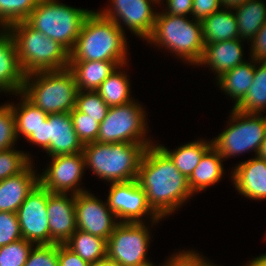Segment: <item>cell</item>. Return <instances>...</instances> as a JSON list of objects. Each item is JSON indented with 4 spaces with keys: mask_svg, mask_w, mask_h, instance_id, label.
Wrapping results in <instances>:
<instances>
[{
    "mask_svg": "<svg viewBox=\"0 0 266 266\" xmlns=\"http://www.w3.org/2000/svg\"><path fill=\"white\" fill-rule=\"evenodd\" d=\"M85 169L83 152L75 154L52 156V162L42 175L39 176V184L51 193L73 194L86 192L77 187ZM70 190V191H69Z\"/></svg>",
    "mask_w": 266,
    "mask_h": 266,
    "instance_id": "obj_13",
    "label": "cell"
},
{
    "mask_svg": "<svg viewBox=\"0 0 266 266\" xmlns=\"http://www.w3.org/2000/svg\"><path fill=\"white\" fill-rule=\"evenodd\" d=\"M88 266H105V259L98 262L89 263Z\"/></svg>",
    "mask_w": 266,
    "mask_h": 266,
    "instance_id": "obj_50",
    "label": "cell"
},
{
    "mask_svg": "<svg viewBox=\"0 0 266 266\" xmlns=\"http://www.w3.org/2000/svg\"><path fill=\"white\" fill-rule=\"evenodd\" d=\"M7 28L12 34L20 65L26 75L68 68L69 52L26 21L13 23Z\"/></svg>",
    "mask_w": 266,
    "mask_h": 266,
    "instance_id": "obj_4",
    "label": "cell"
},
{
    "mask_svg": "<svg viewBox=\"0 0 266 266\" xmlns=\"http://www.w3.org/2000/svg\"><path fill=\"white\" fill-rule=\"evenodd\" d=\"M167 10L165 14L176 15V16H186L191 14L193 0H166Z\"/></svg>",
    "mask_w": 266,
    "mask_h": 266,
    "instance_id": "obj_44",
    "label": "cell"
},
{
    "mask_svg": "<svg viewBox=\"0 0 266 266\" xmlns=\"http://www.w3.org/2000/svg\"><path fill=\"white\" fill-rule=\"evenodd\" d=\"M124 30L99 12L85 18L69 61H116L126 64L127 43Z\"/></svg>",
    "mask_w": 266,
    "mask_h": 266,
    "instance_id": "obj_2",
    "label": "cell"
},
{
    "mask_svg": "<svg viewBox=\"0 0 266 266\" xmlns=\"http://www.w3.org/2000/svg\"><path fill=\"white\" fill-rule=\"evenodd\" d=\"M193 21L188 20L186 16L159 12L156 14L153 30L146 40L165 46L187 63L196 65L202 57L205 44L201 21Z\"/></svg>",
    "mask_w": 266,
    "mask_h": 266,
    "instance_id": "obj_6",
    "label": "cell"
},
{
    "mask_svg": "<svg viewBox=\"0 0 266 266\" xmlns=\"http://www.w3.org/2000/svg\"><path fill=\"white\" fill-rule=\"evenodd\" d=\"M154 264L152 263H148L147 265H144V266H153Z\"/></svg>",
    "mask_w": 266,
    "mask_h": 266,
    "instance_id": "obj_51",
    "label": "cell"
},
{
    "mask_svg": "<svg viewBox=\"0 0 266 266\" xmlns=\"http://www.w3.org/2000/svg\"><path fill=\"white\" fill-rule=\"evenodd\" d=\"M29 155L9 148L0 151V181L22 172L31 162Z\"/></svg>",
    "mask_w": 266,
    "mask_h": 266,
    "instance_id": "obj_35",
    "label": "cell"
},
{
    "mask_svg": "<svg viewBox=\"0 0 266 266\" xmlns=\"http://www.w3.org/2000/svg\"><path fill=\"white\" fill-rule=\"evenodd\" d=\"M30 163L22 172L0 181V212L16 213L27 196L39 184Z\"/></svg>",
    "mask_w": 266,
    "mask_h": 266,
    "instance_id": "obj_19",
    "label": "cell"
},
{
    "mask_svg": "<svg viewBox=\"0 0 266 266\" xmlns=\"http://www.w3.org/2000/svg\"><path fill=\"white\" fill-rule=\"evenodd\" d=\"M28 141L47 149L50 145V138H48V116L44 123L33 131L27 138Z\"/></svg>",
    "mask_w": 266,
    "mask_h": 266,
    "instance_id": "obj_45",
    "label": "cell"
},
{
    "mask_svg": "<svg viewBox=\"0 0 266 266\" xmlns=\"http://www.w3.org/2000/svg\"><path fill=\"white\" fill-rule=\"evenodd\" d=\"M20 94L22 96V104L19 105L20 107H14V104H11V107L15 116L17 138L20 134L27 138L41 123H44L48 114L36 107L22 93Z\"/></svg>",
    "mask_w": 266,
    "mask_h": 266,
    "instance_id": "obj_31",
    "label": "cell"
},
{
    "mask_svg": "<svg viewBox=\"0 0 266 266\" xmlns=\"http://www.w3.org/2000/svg\"><path fill=\"white\" fill-rule=\"evenodd\" d=\"M32 248L24 266H59L58 244H40Z\"/></svg>",
    "mask_w": 266,
    "mask_h": 266,
    "instance_id": "obj_38",
    "label": "cell"
},
{
    "mask_svg": "<svg viewBox=\"0 0 266 266\" xmlns=\"http://www.w3.org/2000/svg\"><path fill=\"white\" fill-rule=\"evenodd\" d=\"M34 243L25 239L0 247V266H24Z\"/></svg>",
    "mask_w": 266,
    "mask_h": 266,
    "instance_id": "obj_34",
    "label": "cell"
},
{
    "mask_svg": "<svg viewBox=\"0 0 266 266\" xmlns=\"http://www.w3.org/2000/svg\"><path fill=\"white\" fill-rule=\"evenodd\" d=\"M145 116V111L135 100L125 105L109 107L106 117L100 123L97 142L141 143L146 148L153 145L147 138H143L147 130Z\"/></svg>",
    "mask_w": 266,
    "mask_h": 266,
    "instance_id": "obj_9",
    "label": "cell"
},
{
    "mask_svg": "<svg viewBox=\"0 0 266 266\" xmlns=\"http://www.w3.org/2000/svg\"><path fill=\"white\" fill-rule=\"evenodd\" d=\"M64 244L88 263L106 259L107 241L85 231L77 229Z\"/></svg>",
    "mask_w": 266,
    "mask_h": 266,
    "instance_id": "obj_27",
    "label": "cell"
},
{
    "mask_svg": "<svg viewBox=\"0 0 266 266\" xmlns=\"http://www.w3.org/2000/svg\"><path fill=\"white\" fill-rule=\"evenodd\" d=\"M232 180L235 188L245 197L266 199V160L258 156L235 167Z\"/></svg>",
    "mask_w": 266,
    "mask_h": 266,
    "instance_id": "obj_20",
    "label": "cell"
},
{
    "mask_svg": "<svg viewBox=\"0 0 266 266\" xmlns=\"http://www.w3.org/2000/svg\"><path fill=\"white\" fill-rule=\"evenodd\" d=\"M251 43V58L256 61H266V23L257 32Z\"/></svg>",
    "mask_w": 266,
    "mask_h": 266,
    "instance_id": "obj_43",
    "label": "cell"
},
{
    "mask_svg": "<svg viewBox=\"0 0 266 266\" xmlns=\"http://www.w3.org/2000/svg\"><path fill=\"white\" fill-rule=\"evenodd\" d=\"M48 138L50 145L46 151L51 157L83 151L84 145L74 130L70 113L48 114Z\"/></svg>",
    "mask_w": 266,
    "mask_h": 266,
    "instance_id": "obj_18",
    "label": "cell"
},
{
    "mask_svg": "<svg viewBox=\"0 0 266 266\" xmlns=\"http://www.w3.org/2000/svg\"><path fill=\"white\" fill-rule=\"evenodd\" d=\"M25 77L12 34L7 27H4V31L0 33V92L3 90L19 95Z\"/></svg>",
    "mask_w": 266,
    "mask_h": 266,
    "instance_id": "obj_17",
    "label": "cell"
},
{
    "mask_svg": "<svg viewBox=\"0 0 266 266\" xmlns=\"http://www.w3.org/2000/svg\"><path fill=\"white\" fill-rule=\"evenodd\" d=\"M247 0H220L221 7L223 5L224 9H236L244 4Z\"/></svg>",
    "mask_w": 266,
    "mask_h": 266,
    "instance_id": "obj_46",
    "label": "cell"
},
{
    "mask_svg": "<svg viewBox=\"0 0 266 266\" xmlns=\"http://www.w3.org/2000/svg\"><path fill=\"white\" fill-rule=\"evenodd\" d=\"M260 67L255 66L252 85L244 99L235 107L245 113L259 114L266 108V61H258Z\"/></svg>",
    "mask_w": 266,
    "mask_h": 266,
    "instance_id": "obj_30",
    "label": "cell"
},
{
    "mask_svg": "<svg viewBox=\"0 0 266 266\" xmlns=\"http://www.w3.org/2000/svg\"><path fill=\"white\" fill-rule=\"evenodd\" d=\"M50 244H64L77 230L75 218V194L48 191L47 201Z\"/></svg>",
    "mask_w": 266,
    "mask_h": 266,
    "instance_id": "obj_16",
    "label": "cell"
},
{
    "mask_svg": "<svg viewBox=\"0 0 266 266\" xmlns=\"http://www.w3.org/2000/svg\"><path fill=\"white\" fill-rule=\"evenodd\" d=\"M39 0H0V26L25 21L35 9Z\"/></svg>",
    "mask_w": 266,
    "mask_h": 266,
    "instance_id": "obj_32",
    "label": "cell"
},
{
    "mask_svg": "<svg viewBox=\"0 0 266 266\" xmlns=\"http://www.w3.org/2000/svg\"><path fill=\"white\" fill-rule=\"evenodd\" d=\"M143 222H119L107 240L106 258L122 266H144L149 247V229Z\"/></svg>",
    "mask_w": 266,
    "mask_h": 266,
    "instance_id": "obj_10",
    "label": "cell"
},
{
    "mask_svg": "<svg viewBox=\"0 0 266 266\" xmlns=\"http://www.w3.org/2000/svg\"><path fill=\"white\" fill-rule=\"evenodd\" d=\"M110 2H112V8L100 11L102 16L113 20L121 30H123L120 21L122 20L125 26L140 38L147 39L150 36L157 14L153 12L151 5L154 2L158 3L156 0H112Z\"/></svg>",
    "mask_w": 266,
    "mask_h": 266,
    "instance_id": "obj_15",
    "label": "cell"
},
{
    "mask_svg": "<svg viewBox=\"0 0 266 266\" xmlns=\"http://www.w3.org/2000/svg\"><path fill=\"white\" fill-rule=\"evenodd\" d=\"M15 116L11 104L0 106V151L13 148L16 142Z\"/></svg>",
    "mask_w": 266,
    "mask_h": 266,
    "instance_id": "obj_37",
    "label": "cell"
},
{
    "mask_svg": "<svg viewBox=\"0 0 266 266\" xmlns=\"http://www.w3.org/2000/svg\"><path fill=\"white\" fill-rule=\"evenodd\" d=\"M22 238L17 213L0 212V247Z\"/></svg>",
    "mask_w": 266,
    "mask_h": 266,
    "instance_id": "obj_39",
    "label": "cell"
},
{
    "mask_svg": "<svg viewBox=\"0 0 266 266\" xmlns=\"http://www.w3.org/2000/svg\"><path fill=\"white\" fill-rule=\"evenodd\" d=\"M223 157L211 146L202 156L199 164L188 178V185L192 193L204 190L217 183L224 173Z\"/></svg>",
    "mask_w": 266,
    "mask_h": 266,
    "instance_id": "obj_23",
    "label": "cell"
},
{
    "mask_svg": "<svg viewBox=\"0 0 266 266\" xmlns=\"http://www.w3.org/2000/svg\"><path fill=\"white\" fill-rule=\"evenodd\" d=\"M173 161L176 168L188 179L199 164L204 153L212 146V141H195L170 151L158 145Z\"/></svg>",
    "mask_w": 266,
    "mask_h": 266,
    "instance_id": "obj_28",
    "label": "cell"
},
{
    "mask_svg": "<svg viewBox=\"0 0 266 266\" xmlns=\"http://www.w3.org/2000/svg\"><path fill=\"white\" fill-rule=\"evenodd\" d=\"M58 262L59 266H88L89 264L65 244H58Z\"/></svg>",
    "mask_w": 266,
    "mask_h": 266,
    "instance_id": "obj_42",
    "label": "cell"
},
{
    "mask_svg": "<svg viewBox=\"0 0 266 266\" xmlns=\"http://www.w3.org/2000/svg\"><path fill=\"white\" fill-rule=\"evenodd\" d=\"M90 12L91 10L69 7L57 0H39L25 21L70 53Z\"/></svg>",
    "mask_w": 266,
    "mask_h": 266,
    "instance_id": "obj_7",
    "label": "cell"
},
{
    "mask_svg": "<svg viewBox=\"0 0 266 266\" xmlns=\"http://www.w3.org/2000/svg\"><path fill=\"white\" fill-rule=\"evenodd\" d=\"M106 201L116 218L123 219L118 222H142L140 218L146 214L152 215L153 223L161 219L149 206L146 193L137 180L111 183Z\"/></svg>",
    "mask_w": 266,
    "mask_h": 266,
    "instance_id": "obj_11",
    "label": "cell"
},
{
    "mask_svg": "<svg viewBox=\"0 0 266 266\" xmlns=\"http://www.w3.org/2000/svg\"><path fill=\"white\" fill-rule=\"evenodd\" d=\"M230 122L231 126L212 139L223 160L252 149L257 155L266 135V116L233 108Z\"/></svg>",
    "mask_w": 266,
    "mask_h": 266,
    "instance_id": "obj_8",
    "label": "cell"
},
{
    "mask_svg": "<svg viewBox=\"0 0 266 266\" xmlns=\"http://www.w3.org/2000/svg\"><path fill=\"white\" fill-rule=\"evenodd\" d=\"M120 67L116 61H69L68 69L74 75L78 91H96Z\"/></svg>",
    "mask_w": 266,
    "mask_h": 266,
    "instance_id": "obj_22",
    "label": "cell"
},
{
    "mask_svg": "<svg viewBox=\"0 0 266 266\" xmlns=\"http://www.w3.org/2000/svg\"><path fill=\"white\" fill-rule=\"evenodd\" d=\"M223 9L201 21L204 44L239 38L235 12Z\"/></svg>",
    "mask_w": 266,
    "mask_h": 266,
    "instance_id": "obj_24",
    "label": "cell"
},
{
    "mask_svg": "<svg viewBox=\"0 0 266 266\" xmlns=\"http://www.w3.org/2000/svg\"><path fill=\"white\" fill-rule=\"evenodd\" d=\"M74 130L83 145L97 142L100 123L76 107L70 112Z\"/></svg>",
    "mask_w": 266,
    "mask_h": 266,
    "instance_id": "obj_36",
    "label": "cell"
},
{
    "mask_svg": "<svg viewBox=\"0 0 266 266\" xmlns=\"http://www.w3.org/2000/svg\"><path fill=\"white\" fill-rule=\"evenodd\" d=\"M257 156L259 158H262V159H265L266 160V135H265V138L260 146V149L258 151V154Z\"/></svg>",
    "mask_w": 266,
    "mask_h": 266,
    "instance_id": "obj_48",
    "label": "cell"
},
{
    "mask_svg": "<svg viewBox=\"0 0 266 266\" xmlns=\"http://www.w3.org/2000/svg\"><path fill=\"white\" fill-rule=\"evenodd\" d=\"M257 63L258 61L252 58L250 63L244 62L239 64L217 78V84H219L220 89L224 90L236 101L234 107L244 99L249 87L252 85L255 65Z\"/></svg>",
    "mask_w": 266,
    "mask_h": 266,
    "instance_id": "obj_25",
    "label": "cell"
},
{
    "mask_svg": "<svg viewBox=\"0 0 266 266\" xmlns=\"http://www.w3.org/2000/svg\"><path fill=\"white\" fill-rule=\"evenodd\" d=\"M242 41L236 38L205 44L202 57L197 65L208 64L207 66L217 73V77H220L237 65L246 62L242 60Z\"/></svg>",
    "mask_w": 266,
    "mask_h": 266,
    "instance_id": "obj_21",
    "label": "cell"
},
{
    "mask_svg": "<svg viewBox=\"0 0 266 266\" xmlns=\"http://www.w3.org/2000/svg\"><path fill=\"white\" fill-rule=\"evenodd\" d=\"M245 266H266V254L249 261Z\"/></svg>",
    "mask_w": 266,
    "mask_h": 266,
    "instance_id": "obj_47",
    "label": "cell"
},
{
    "mask_svg": "<svg viewBox=\"0 0 266 266\" xmlns=\"http://www.w3.org/2000/svg\"><path fill=\"white\" fill-rule=\"evenodd\" d=\"M77 92L74 75L67 68L27 74L21 93L45 113L55 114L70 113L76 106Z\"/></svg>",
    "mask_w": 266,
    "mask_h": 266,
    "instance_id": "obj_5",
    "label": "cell"
},
{
    "mask_svg": "<svg viewBox=\"0 0 266 266\" xmlns=\"http://www.w3.org/2000/svg\"><path fill=\"white\" fill-rule=\"evenodd\" d=\"M48 190L38 184L17 210L23 239L40 244H50L47 215Z\"/></svg>",
    "mask_w": 266,
    "mask_h": 266,
    "instance_id": "obj_12",
    "label": "cell"
},
{
    "mask_svg": "<svg viewBox=\"0 0 266 266\" xmlns=\"http://www.w3.org/2000/svg\"><path fill=\"white\" fill-rule=\"evenodd\" d=\"M75 107L80 112L94 118L98 123L104 120L109 109V106L96 91H78Z\"/></svg>",
    "mask_w": 266,
    "mask_h": 266,
    "instance_id": "obj_33",
    "label": "cell"
},
{
    "mask_svg": "<svg viewBox=\"0 0 266 266\" xmlns=\"http://www.w3.org/2000/svg\"><path fill=\"white\" fill-rule=\"evenodd\" d=\"M220 0H193L192 16L194 19L202 21L220 9Z\"/></svg>",
    "mask_w": 266,
    "mask_h": 266,
    "instance_id": "obj_41",
    "label": "cell"
},
{
    "mask_svg": "<svg viewBox=\"0 0 266 266\" xmlns=\"http://www.w3.org/2000/svg\"><path fill=\"white\" fill-rule=\"evenodd\" d=\"M109 107L121 106L132 102L130 82L127 75L119 70L113 71L96 90Z\"/></svg>",
    "mask_w": 266,
    "mask_h": 266,
    "instance_id": "obj_29",
    "label": "cell"
},
{
    "mask_svg": "<svg viewBox=\"0 0 266 266\" xmlns=\"http://www.w3.org/2000/svg\"><path fill=\"white\" fill-rule=\"evenodd\" d=\"M136 180L160 218L170 215L193 196L188 179L157 144L146 148Z\"/></svg>",
    "mask_w": 266,
    "mask_h": 266,
    "instance_id": "obj_1",
    "label": "cell"
},
{
    "mask_svg": "<svg viewBox=\"0 0 266 266\" xmlns=\"http://www.w3.org/2000/svg\"><path fill=\"white\" fill-rule=\"evenodd\" d=\"M146 147L141 143L85 144V166L107 182H129L137 179L141 159Z\"/></svg>",
    "mask_w": 266,
    "mask_h": 266,
    "instance_id": "obj_3",
    "label": "cell"
},
{
    "mask_svg": "<svg viewBox=\"0 0 266 266\" xmlns=\"http://www.w3.org/2000/svg\"><path fill=\"white\" fill-rule=\"evenodd\" d=\"M234 10L239 39L252 40L266 23V4L261 0H247Z\"/></svg>",
    "mask_w": 266,
    "mask_h": 266,
    "instance_id": "obj_26",
    "label": "cell"
},
{
    "mask_svg": "<svg viewBox=\"0 0 266 266\" xmlns=\"http://www.w3.org/2000/svg\"><path fill=\"white\" fill-rule=\"evenodd\" d=\"M105 266H122L120 263H116L114 261H111L109 259H105Z\"/></svg>",
    "mask_w": 266,
    "mask_h": 266,
    "instance_id": "obj_49",
    "label": "cell"
},
{
    "mask_svg": "<svg viewBox=\"0 0 266 266\" xmlns=\"http://www.w3.org/2000/svg\"><path fill=\"white\" fill-rule=\"evenodd\" d=\"M210 264L196 251H182L173 255L163 266H209Z\"/></svg>",
    "mask_w": 266,
    "mask_h": 266,
    "instance_id": "obj_40",
    "label": "cell"
},
{
    "mask_svg": "<svg viewBox=\"0 0 266 266\" xmlns=\"http://www.w3.org/2000/svg\"><path fill=\"white\" fill-rule=\"evenodd\" d=\"M75 218L77 229L106 241L119 223L108 203L101 202L88 191L75 194Z\"/></svg>",
    "mask_w": 266,
    "mask_h": 266,
    "instance_id": "obj_14",
    "label": "cell"
}]
</instances>
